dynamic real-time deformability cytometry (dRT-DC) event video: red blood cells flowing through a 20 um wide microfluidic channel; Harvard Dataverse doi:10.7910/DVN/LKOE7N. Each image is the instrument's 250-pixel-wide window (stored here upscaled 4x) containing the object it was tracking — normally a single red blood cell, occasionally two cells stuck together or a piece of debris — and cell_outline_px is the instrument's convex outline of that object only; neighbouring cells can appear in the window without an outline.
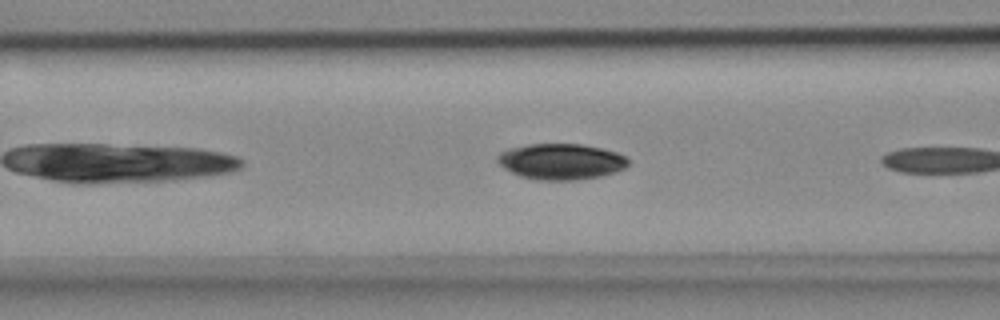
{"species": "common noctule bat (a hibernating species)", "species_latin": "Nyctalus noctula", "temperature_condition": "cold", "stored_images_in_passage": 4, "camera_frame_rate_fps": 3000, "um_per_image_px": 0.085, "animal": {"sex": "female", "body_mass_g": 18.4}, "frame": {"image": 1, "passage_image": 4, "time_ms": 1.0, "image_size_px": [1000, 320], "cell_outline_px": [[628, 164], [624, 168], [600, 176], [576, 180], [536, 180], [520, 176], [504, 168], [496, 160], [496, 156], [500, 152], [508, 148], [528, 144], [584, 144], [616, 152], [624, 156], [628, 160]], "centroid_in_image_um": [47.64, 13.72], "position_along_channel_um": 119.0, "area_um2": 27.28}}